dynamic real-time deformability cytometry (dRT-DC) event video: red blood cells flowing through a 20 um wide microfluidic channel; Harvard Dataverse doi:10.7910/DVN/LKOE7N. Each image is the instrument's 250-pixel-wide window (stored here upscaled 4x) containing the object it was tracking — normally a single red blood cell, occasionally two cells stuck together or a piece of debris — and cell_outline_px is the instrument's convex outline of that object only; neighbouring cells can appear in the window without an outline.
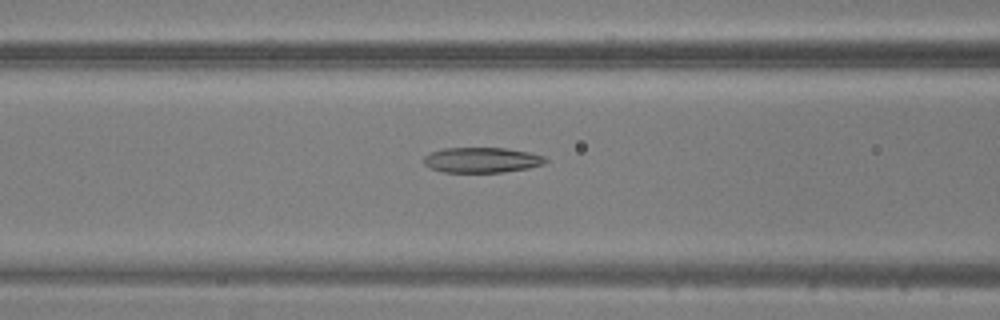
{"species": "common noctule bat (a hibernating species)", "species_latin": "Nyctalus noctula", "temperature_condition": "warm", "stored_images_in_passage": 40, "camera_frame_rate_fps": 3000, "um_per_image_px": 0.085, "animal": {"sex": "male", "body_mass_g": 20.5, "forearm_length_mm": 52.5}, "frame": {"image": 1, "passage_image": 11, "time_ms": 3.333, "image_size_px": [1000, 320], "cell_outline_px": [[548, 160], [544, 164], [528, 168], [504, 172], [444, 172], [432, 168], [424, 164], [424, 156], [432, 152], [444, 148], [504, 148], [528, 152], [544, 156]], "centroid_in_image_um": [40.97, 13.6], "position_along_channel_um": 125.6, "area_um2": 17.8}}
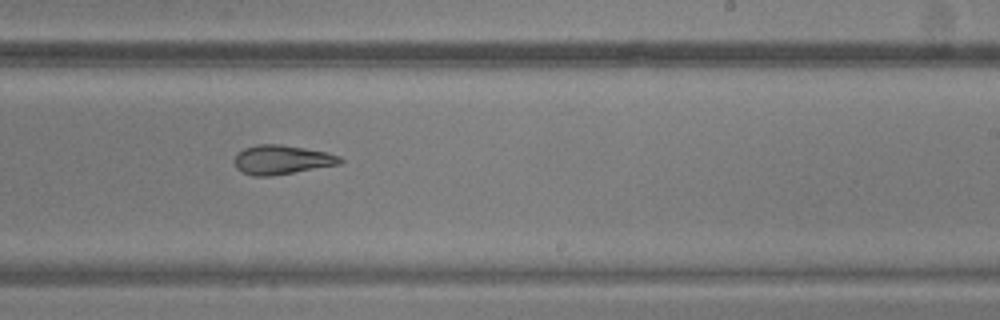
{"frame": {"image": 2, "passage_image": 21, "time_ms": 6.667, "image_size_px": [1000, 320], "cell_outline_px": [[344, 160], [340, 164], [272, 176], [252, 176], [236, 168], [236, 156], [244, 148], [256, 144], [280, 144], [328, 152], [340, 156]], "centroid_in_image_um": [23.99, 13.57], "position_along_channel_um": 265.0, "area_um2": 17.86}}
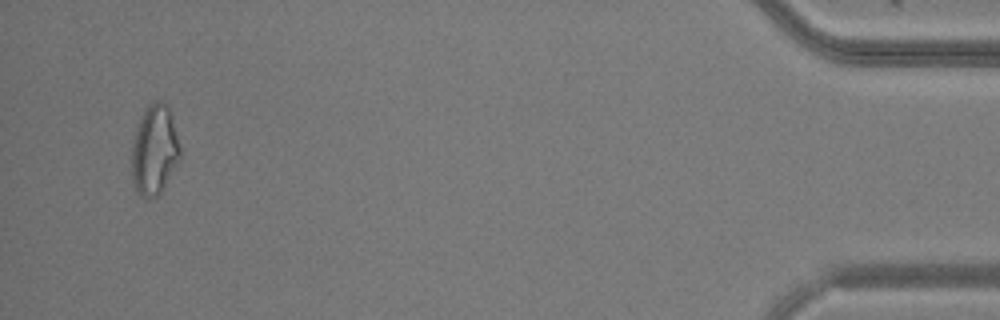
{"frame": {"image": 3, "passage_image": 38, "time_ms": 12.333, "image_size_px": [1000, 320], "cell_outline_px": [[180, 160], [160, 192], [152, 200], [148, 200], [140, 196], [132, 180], [132, 140], [140, 120], [144, 112], [156, 100], [160, 100], [168, 104], [180, 148]], "centroid_in_image_um": [13.12, 12.79], "position_along_channel_um": 422.1, "area_um2": 25.09}}